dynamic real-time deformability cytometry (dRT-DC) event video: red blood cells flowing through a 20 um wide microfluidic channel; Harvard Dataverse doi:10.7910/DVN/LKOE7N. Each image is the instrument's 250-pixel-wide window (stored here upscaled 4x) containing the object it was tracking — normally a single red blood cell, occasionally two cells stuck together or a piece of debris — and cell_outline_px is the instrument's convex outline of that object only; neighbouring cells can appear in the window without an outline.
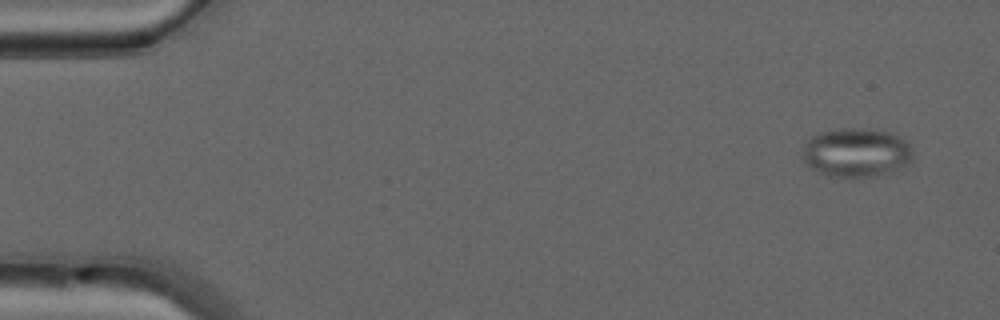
{"species": "common noctule bat (a hibernating species)", "species_latin": "Nyctalus noctula", "temperature_condition": "warm", "stored_images_in_passage": 47, "camera_frame_rate_fps": 3000, "um_per_image_px": 0.085, "animal": {"sex": "male", "forearm_length_mm": 52.5}, "frame": {"image": 1, "passage_image": 1, "time_ms": 0.0, "image_size_px": [1000, 320], "cell_outline_px": [[912, 160], [908, 164], [876, 176], [828, 176], [804, 164], [800, 156], [800, 152], [804, 140], [820, 132], [844, 128], [856, 128], [892, 132], [904, 140], [912, 148]], "centroid_in_image_um": [72.71, 12.95], "position_along_channel_um": 12.3, "area_um2": 31.62}}
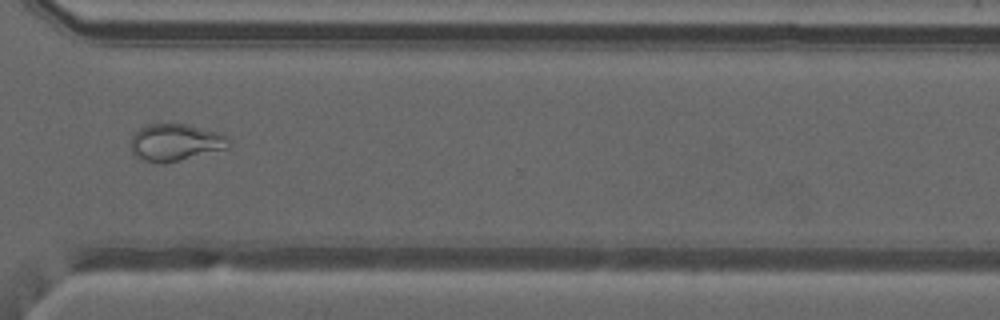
{"frame": {"image": 2, "passage_image": 35, "time_ms": 11.333, "image_size_px": [1000, 320], "cell_outline_px": [[232, 144], [228, 148], [164, 164], [144, 160], [136, 156], [132, 152], [132, 136], [140, 128], [148, 124], [188, 124], [224, 132], [232, 140]], "centroid_in_image_um": [15.01, 12.09], "position_along_channel_um": 355.6, "area_um2": 21.44}}
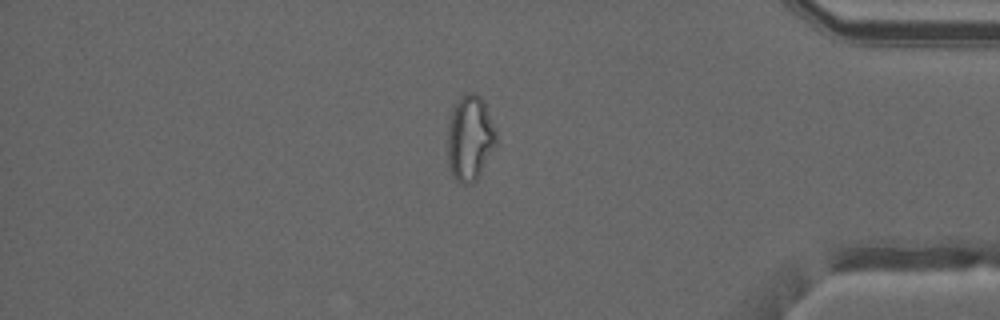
{"frame": {"image": 3, "passage_image": 40, "time_ms": 13.0, "image_size_px": [1000, 320], "cell_outline_px": [[496, 144], [476, 180], [468, 184], [460, 184], [452, 176], [448, 164], [448, 120], [452, 108], [456, 100], [464, 92], [472, 92], [480, 96], [496, 128]], "centroid_in_image_um": [39.91, 11.71], "position_along_channel_um": 395.3, "area_um2": 24.33}, "authors_computed_cell_mechanics": {"area_um2": 24.3338, "velocity_mm_per_s": 4.1356, "shape_relaxation_time_tau1_ms": null, "shape_relaxation_time_tau2_ms": 1.7427, "deformation_change_tau1": null, "deformation_change_tau2": 0.0708}}